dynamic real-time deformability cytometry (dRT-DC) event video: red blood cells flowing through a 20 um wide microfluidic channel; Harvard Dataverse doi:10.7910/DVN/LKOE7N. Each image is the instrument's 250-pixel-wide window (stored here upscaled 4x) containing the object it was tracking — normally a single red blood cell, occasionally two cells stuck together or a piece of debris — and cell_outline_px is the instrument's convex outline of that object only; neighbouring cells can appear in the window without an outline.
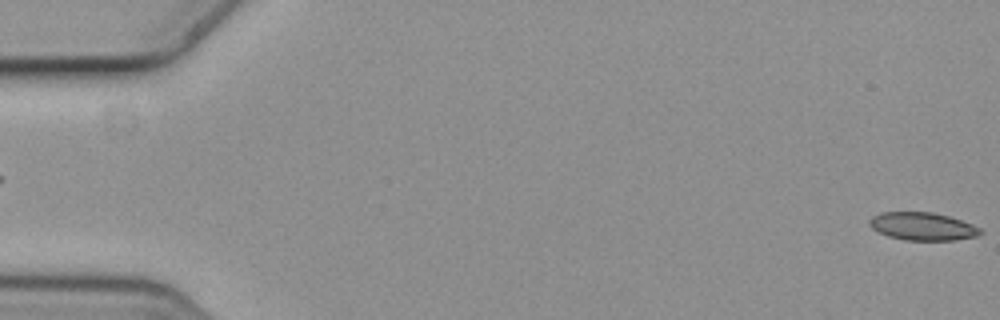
{"species": "common noctule bat (a hibernating species)", "species_latin": "Nyctalus noctula", "temperature_condition": "cold", "stored_images_in_passage": 6, "camera_frame_rate_fps": 3000, "um_per_image_px": 0.085, "animal": {"sex": "female", "body_mass_g": 19.3, "forearm_length_mm": 54.1}, "frame": {"image": 1, "passage_image": 6, "time_ms": 1.667, "image_size_px": [1000, 320], "cell_outline_px": [[984, 232], [980, 236], [956, 240], [904, 240], [888, 236], [872, 228], [868, 224], [868, 220], [872, 216], [880, 212], [932, 212], [948, 216], [972, 224], [980, 228]], "centroid_in_image_um": [78.43, 19.24], "position_along_channel_um": 6.6, "area_um2": 18.15}}